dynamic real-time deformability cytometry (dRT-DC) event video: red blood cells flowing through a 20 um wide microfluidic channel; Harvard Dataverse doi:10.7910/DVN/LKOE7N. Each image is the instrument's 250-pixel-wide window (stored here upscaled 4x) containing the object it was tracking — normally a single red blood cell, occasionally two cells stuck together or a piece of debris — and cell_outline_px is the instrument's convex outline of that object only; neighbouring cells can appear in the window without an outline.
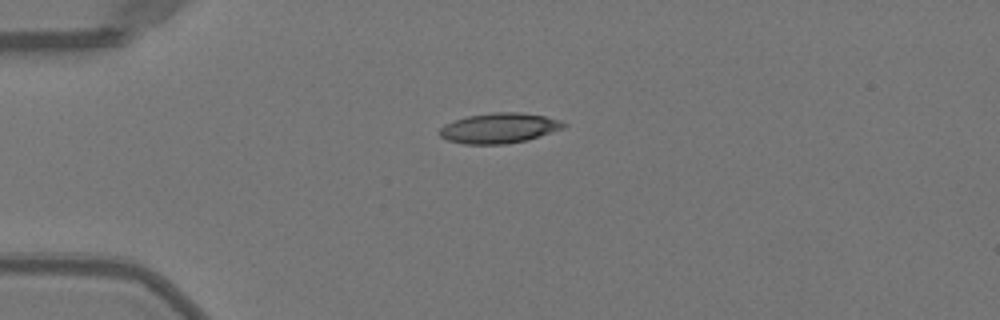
{"species": "Egyptian fruit bat (a non-hibernating species)", "species_latin": "Rousettus aegyptiacus", "temperature_condition": "warm", "stored_images_in_passage": 39, "camera_frame_rate_fps": 3000, "um_per_image_px": 0.085, "animal": {"sex": "female"}, "frame": {"image": 1, "passage_image": 1, "time_ms": 0.0, "image_size_px": [1000, 320], "cell_outline_px": [[568, 124], [564, 128], [528, 140], [504, 144], [464, 144], [448, 140], [440, 136], [436, 132], [444, 124], [468, 116], [492, 112], [520, 112], [544, 116], [560, 120]], "centroid_in_image_um": [42.42, 10.89], "position_along_channel_um": 42.6, "area_um2": 21.91}}
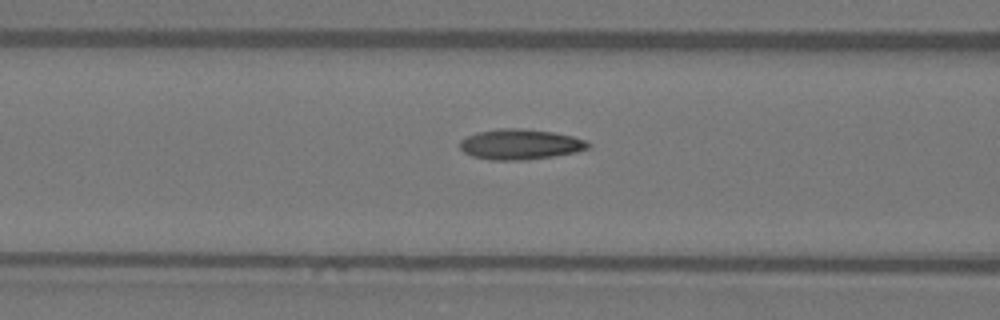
{"frame": {"image": 2, "passage_image": 9, "time_ms": 2.667, "image_size_px": [1000, 320], "cell_outline_px": [[592, 148], [576, 152], [528, 160], [488, 160], [472, 156], [464, 152], [460, 148], [460, 140], [476, 132], [500, 128], [520, 128], [552, 132], [572, 136], [584, 140], [592, 144]], "centroid_in_image_um": [44.22, 12.27], "position_along_channel_um": 122.4, "area_um2": 22.83}}
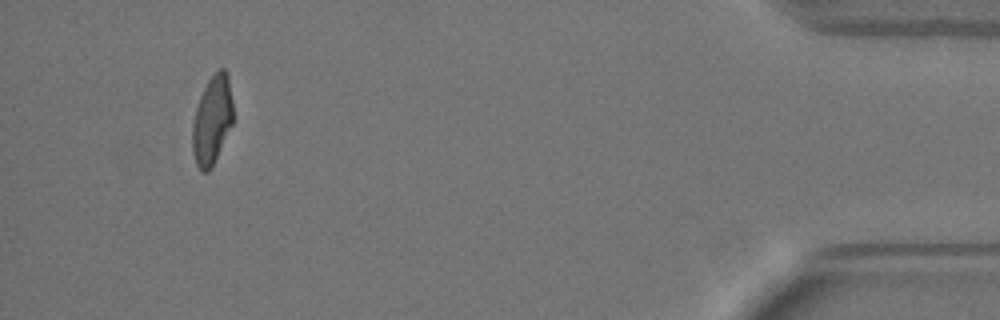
{"frame": {"image": 3, "passage_image": 36, "time_ms": 11.667, "image_size_px": [1000, 320], "cell_outline_px": [[232, 124], [212, 168], [208, 172], [200, 172], [196, 164], [192, 152], [192, 124], [196, 108], [200, 96], [208, 80], [220, 68], [224, 68], [228, 72], [232, 100]], "centroid_in_image_um": [18.02, 10.23], "position_along_channel_um": 417.2, "area_um2": 21.1}, "authors_computed_cell_mechanics": {"area_um2": 21.5016, "velocity_mm_per_s": 4.0172, "shape_relaxation_time_tau1_ms": 5.8633, "shape_relaxation_time_tau2_ms": 1.39, "deformation_change_tau1": 0.2062, "deformation_change_tau2": 0.0768}}